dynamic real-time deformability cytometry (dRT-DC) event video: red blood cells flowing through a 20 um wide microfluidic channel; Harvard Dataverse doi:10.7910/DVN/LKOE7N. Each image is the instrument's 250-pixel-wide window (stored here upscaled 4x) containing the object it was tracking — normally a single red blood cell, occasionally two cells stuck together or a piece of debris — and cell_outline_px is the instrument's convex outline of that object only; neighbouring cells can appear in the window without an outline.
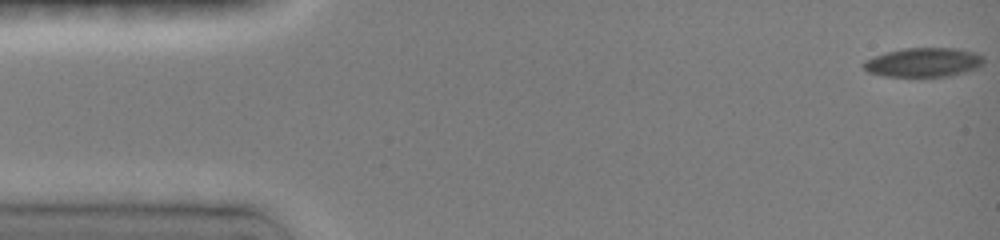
{"species": "common noctule bat (a hibernating species)", "species_latin": "Nyctalus noctula", "temperature_condition": "room temperature", "stored_images_in_passage": 7, "camera_frame_rate_fps": 3000, "um_per_image_px": 0.085, "animal": {"sex": "female", "body_mass_g": 19.0, "forearm_length_mm": 51.5}, "frame": {"image": 1, "passage_image": 1, "time_ms": 0.0, "image_size_px": [1000, 240], "cell_outline_px": [[984, 64], [976, 68], [964, 72], [948, 76], [884, 76], [868, 72], [860, 64], [864, 60], [888, 52], [904, 48], [956, 48], [976, 52], [984, 56]], "centroid_in_image_um": [78.51, 5.29], "position_along_channel_um": 6.5, "area_um2": 20.4}}
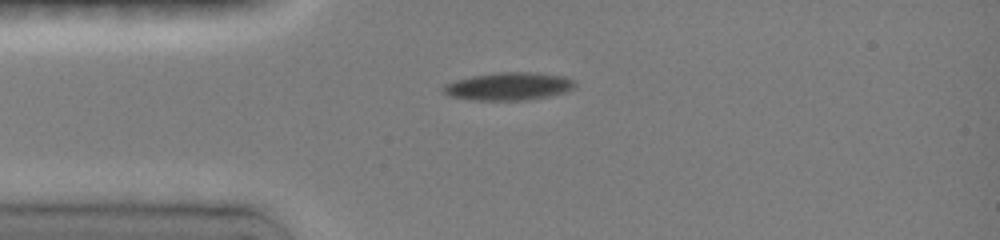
{"frame": {"image": 2, "passage_image": 6, "time_ms": 3.667, "image_size_px": [1000, 240], "cell_outline_px": [[576, 84], [572, 88], [564, 92], [552, 96], [528, 100], [468, 100], [448, 96], [444, 92], [444, 88], [448, 84], [456, 80], [476, 76], [504, 72], [520, 72], [564, 76], [572, 80]], "centroid_in_image_um": [43.25, 7.36], "position_along_channel_um": 41.8, "area_um2": 20.87}}